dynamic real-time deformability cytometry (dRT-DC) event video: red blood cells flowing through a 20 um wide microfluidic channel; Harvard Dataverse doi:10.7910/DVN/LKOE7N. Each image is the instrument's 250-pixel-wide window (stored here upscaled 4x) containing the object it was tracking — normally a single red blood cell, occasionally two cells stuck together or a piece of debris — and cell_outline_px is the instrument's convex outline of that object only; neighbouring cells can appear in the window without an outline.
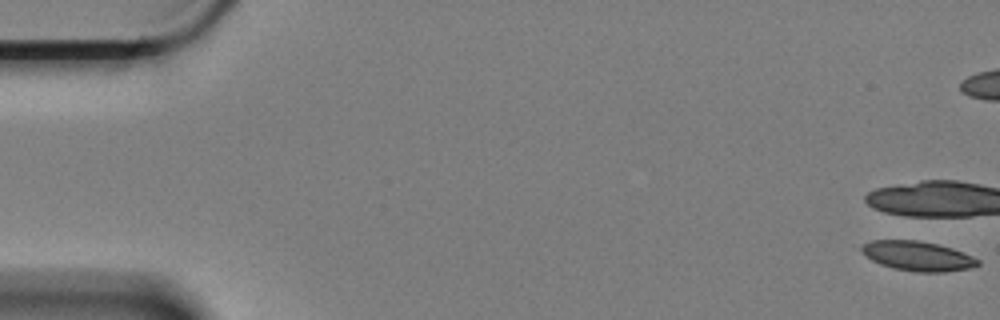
{"species": "Egyptian fruit bat (a non-hibernating species)", "species_latin": "Rousettus aegyptiacus", "temperature_condition": "cold", "stored_images_in_passage": 7, "camera_frame_rate_fps": 3000, "um_per_image_px": 0.085, "animal": {"sex": "female"}, "frame": {"image": 1, "passage_image": 1, "time_ms": 0.0, "image_size_px": [1000, 320], "cell_outline_px": [[980, 264], [968, 268], [944, 272], [916, 272], [892, 268], [880, 264], [872, 260], [860, 248], [860, 244], [872, 240], [916, 240], [936, 244], [952, 248], [972, 256], [980, 260]], "centroid_in_image_um": [77.99, 21.76], "position_along_channel_um": 7.0, "area_um2": 19.94}}
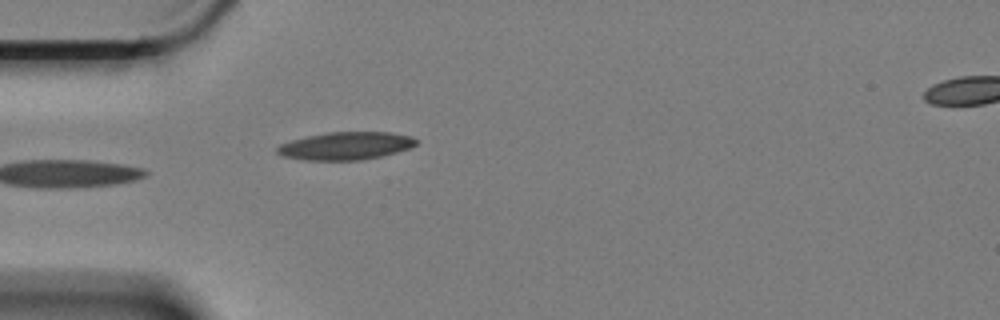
{"frame": {"image": 2, "passage_image": 7, "time_ms": 2.0, "image_size_px": [1000, 320], "cell_outline_px": [[416, 144], [408, 148], [396, 152], [380, 156], [360, 160], [304, 160], [284, 156], [276, 152], [276, 148], [280, 144], [292, 140], [308, 136], [328, 132], [388, 132], [408, 136], [416, 140]], "centroid_in_image_um": [29.34, 12.4], "position_along_channel_um": 55.7, "area_um2": 22.14}}